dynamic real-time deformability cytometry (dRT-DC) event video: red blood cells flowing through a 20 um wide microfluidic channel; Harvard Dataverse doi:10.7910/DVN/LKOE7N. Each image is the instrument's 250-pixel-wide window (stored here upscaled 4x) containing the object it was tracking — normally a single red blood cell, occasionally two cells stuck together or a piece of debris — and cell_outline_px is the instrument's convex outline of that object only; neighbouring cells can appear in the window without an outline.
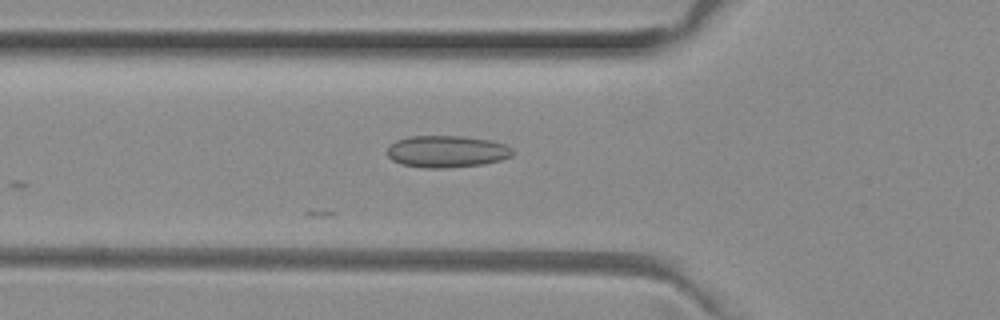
{"species": "common noctule bat (a hibernating species)", "species_latin": "Nyctalus noctula", "temperature_condition": "room temperature", "stored_images_in_passage": 4, "camera_frame_rate_fps": 3000, "um_per_image_px": 0.085, "animal": {"sex": "female", "body_mass_g": 29.2, "forearm_length_mm": 56.3}, "frame": {"image": 1, "passage_image": 2, "time_ms": 0.333, "image_size_px": [1000, 320], "cell_outline_px": [[512, 156], [500, 160], [484, 164], [444, 168], [424, 168], [400, 164], [392, 160], [388, 156], [388, 148], [396, 140], [408, 136], [464, 136], [492, 140], [504, 144], [512, 148]], "centroid_in_image_um": [37.97, 12.87], "position_along_channel_um": 87.8, "area_um2": 23.41}}